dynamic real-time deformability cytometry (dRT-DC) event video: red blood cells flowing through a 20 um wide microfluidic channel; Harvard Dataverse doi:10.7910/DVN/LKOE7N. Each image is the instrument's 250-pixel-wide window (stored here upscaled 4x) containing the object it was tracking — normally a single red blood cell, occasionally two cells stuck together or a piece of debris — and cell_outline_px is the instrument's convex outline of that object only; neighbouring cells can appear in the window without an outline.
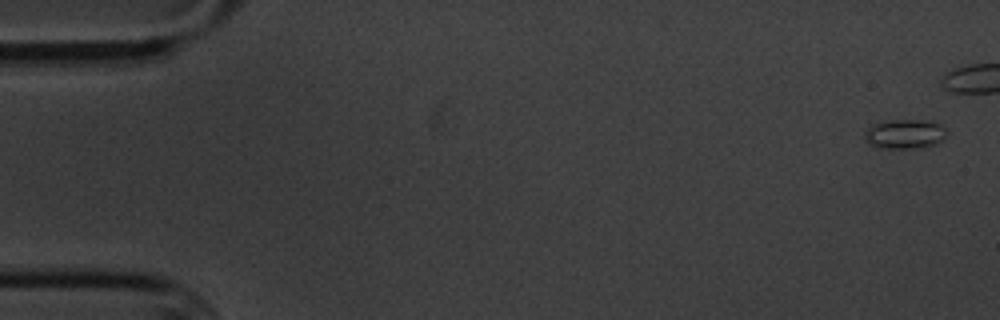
{"species": "common noctule bat (a hibernating species)", "species_latin": "Nyctalus noctula", "temperature_condition": "cold", "stored_images_in_passage": 6, "camera_frame_rate_fps": 3000, "um_per_image_px": 0.085, "animal": {"sex": "male", "body_mass_g": 20.1, "forearm_length_mm": 53.5}, "frame": {"image": 1, "passage_image": 1, "time_ms": 0.0, "image_size_px": [1000, 320], "cell_outline_px": [[948, 132], [944, 140], [936, 144], [920, 148], [880, 148], [868, 144], [864, 136], [864, 132], [872, 124], [892, 120], [932, 120], [940, 124]], "centroid_in_image_um": [76.94, 11.39], "position_along_channel_um": 8.1, "area_um2": 14.33}}